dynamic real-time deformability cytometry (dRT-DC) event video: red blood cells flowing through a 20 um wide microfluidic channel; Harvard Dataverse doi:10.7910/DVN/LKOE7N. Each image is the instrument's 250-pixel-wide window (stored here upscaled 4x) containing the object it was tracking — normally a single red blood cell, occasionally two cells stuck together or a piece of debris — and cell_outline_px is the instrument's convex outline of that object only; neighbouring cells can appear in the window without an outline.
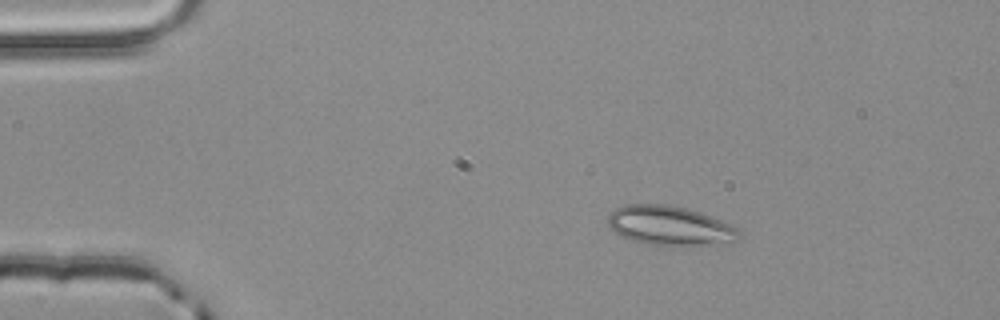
{"species": "common noctule bat (a hibernating species)", "species_latin": "Nyctalus noctula", "temperature_condition": "room temperature", "stored_images_in_passage": 2, "camera_frame_rate_fps": 3000, "um_per_image_px": 0.085, "animal": {"sex": "male", "body_mass_g": 20.4}, "frame": {"image": 1, "passage_image": 1, "time_ms": 0.0, "image_size_px": [1000, 320], "cell_outline_px": [[740, 236], [736, 240], [712, 244], [648, 244], [632, 240], [620, 236], [608, 224], [608, 216], [616, 208], [624, 204], [668, 204], [700, 212], [712, 216], [740, 228]], "centroid_in_image_um": [56.93, 19.15], "position_along_channel_um": 28.1, "area_um2": 29.65}}